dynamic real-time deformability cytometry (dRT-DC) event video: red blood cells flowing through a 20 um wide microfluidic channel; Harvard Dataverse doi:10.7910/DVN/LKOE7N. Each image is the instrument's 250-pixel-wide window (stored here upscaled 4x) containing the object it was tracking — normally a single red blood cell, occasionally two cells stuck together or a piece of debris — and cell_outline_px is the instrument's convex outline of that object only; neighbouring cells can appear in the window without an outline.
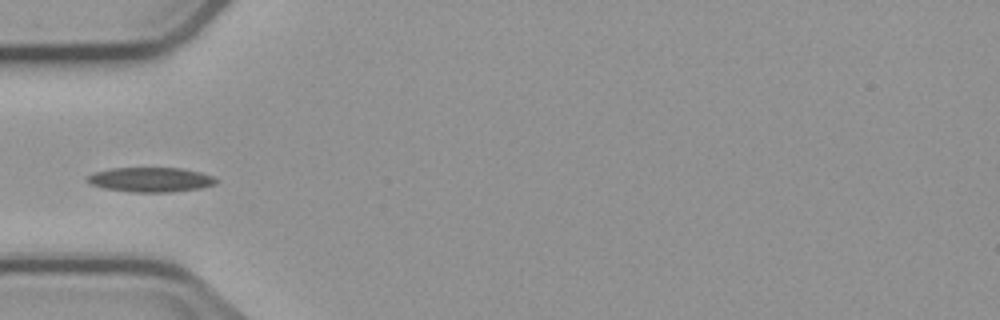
{"species": "common noctule bat (a hibernating species)", "species_latin": "Nyctalus noctula", "temperature_condition": "cold", "stored_images_in_passage": 5, "camera_frame_rate_fps": 3000, "um_per_image_px": 0.085, "animal": {"sex": "male", "body_mass_g": 23.1, "forearm_length_mm": 52.7}, "frame": {"image": 1, "passage_image": 5, "time_ms": 5.0, "image_size_px": [1000, 320], "cell_outline_px": [[220, 180], [216, 184], [200, 188], [172, 192], [132, 192], [104, 188], [92, 184], [84, 180], [84, 176], [92, 172], [112, 168], [184, 168], [200, 172], [212, 176]], "centroid_in_image_um": [12.78, 15.26], "position_along_channel_um": 72.2, "area_um2": 18.73}}